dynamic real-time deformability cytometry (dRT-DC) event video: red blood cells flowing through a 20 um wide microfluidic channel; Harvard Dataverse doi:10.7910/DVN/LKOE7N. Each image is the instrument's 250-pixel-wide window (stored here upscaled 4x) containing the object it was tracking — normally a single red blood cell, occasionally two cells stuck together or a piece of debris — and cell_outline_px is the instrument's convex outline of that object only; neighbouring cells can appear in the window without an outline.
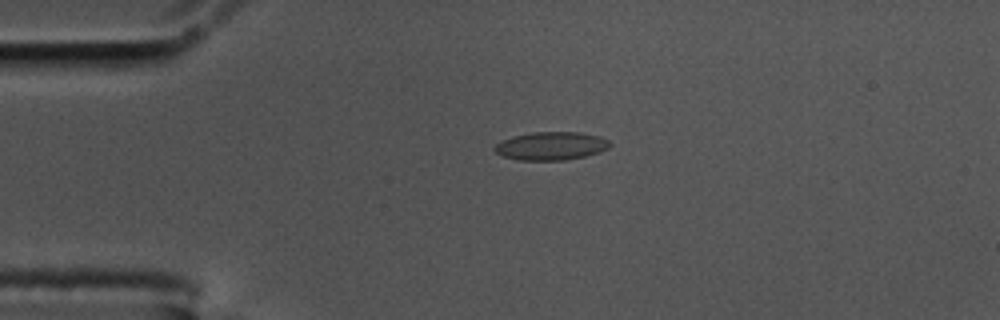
{"species": "common noctule bat (a hibernating species)", "species_latin": "Nyctalus noctula", "temperature_condition": "cold", "stored_images_in_passage": 58, "camera_frame_rate_fps": 3000, "um_per_image_px": 0.085, "animal": {"sex": "male", "body_mass_g": 17.5, "forearm_length_mm": 52.3}, "frame": {"image": 1, "passage_image": 13, "time_ms": 4.0, "image_size_px": [1000, 320], "cell_outline_px": [[612, 144], [608, 148], [600, 152], [584, 156], [564, 160], [516, 160], [500, 156], [492, 148], [496, 144], [512, 136], [532, 132], [580, 132], [600, 136], [608, 140]], "centroid_in_image_um": [46.83, 12.4], "position_along_channel_um": 38.2, "area_um2": 19.07}}
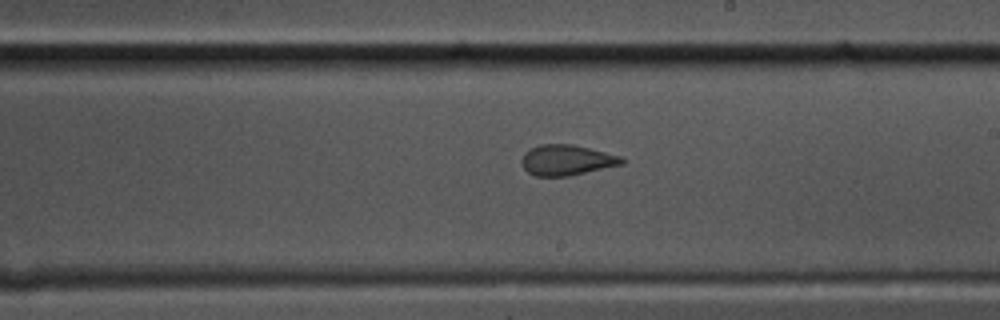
{"frame": {"image": 2, "passage_image": 33, "time_ms": 10.667, "image_size_px": [1000, 320], "cell_outline_px": [[624, 164], [568, 176], [536, 176], [528, 172], [524, 168], [520, 160], [524, 152], [540, 144], [572, 144], [620, 156], [624, 160]], "centroid_in_image_um": [48.14, 13.61], "position_along_channel_um": 240.9, "area_um2": 17.69}}
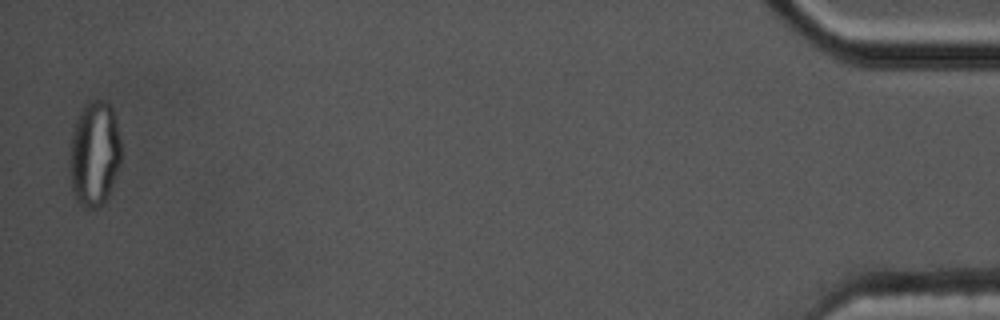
{"frame": {"image": 3, "passage_image": 57, "time_ms": 18.667, "image_size_px": [1000, 320], "cell_outline_px": [[120, 164], [108, 196], [96, 208], [88, 208], [80, 204], [76, 200], [72, 188], [72, 136], [80, 112], [84, 104], [92, 100], [104, 100], [112, 108], [120, 140]], "centroid_in_image_um": [8.06, 13.06], "position_along_channel_um": 427.1, "area_um2": 30.46}, "authors_computed_cell_mechanics": {"area_um2": 18.496, "velocity_mm_per_s": 3.4699, "shape_relaxation_time_tau1_ms": null, "shape_relaxation_time_tau2_ms": 1.2806, "deformation_change_tau1": null, "deformation_change_tau2": 0.0731}}